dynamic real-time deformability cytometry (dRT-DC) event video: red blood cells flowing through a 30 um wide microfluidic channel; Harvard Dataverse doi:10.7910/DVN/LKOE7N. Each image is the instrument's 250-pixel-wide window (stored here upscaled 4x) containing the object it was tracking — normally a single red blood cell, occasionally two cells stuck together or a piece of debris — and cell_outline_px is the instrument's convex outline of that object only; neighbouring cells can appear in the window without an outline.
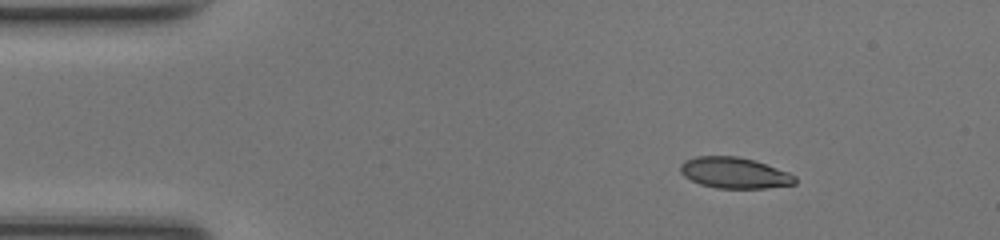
{"species": "common noctule bat (a hibernating species)", "species_latin": "Nyctalus noctula", "temperature_condition": "room temperature", "stored_images_in_passage": 43, "camera_frame_rate_fps": 3000, "um_per_image_px": 0.085, "animal": {"sex": "female", "body_mass_g": 17.0, "forearm_length_mm": 48.0}, "frame": {"image": 1, "passage_image": 1, "time_ms": 0.0, "image_size_px": [1000, 240], "cell_outline_px": [[796, 184], [764, 188], [716, 188], [700, 184], [684, 176], [680, 172], [680, 164], [684, 160], [696, 156], [736, 156], [756, 160], [788, 172], [796, 176]], "centroid_in_image_um": [62.42, 14.68], "position_along_channel_um": 22.6, "area_um2": 20.81}}
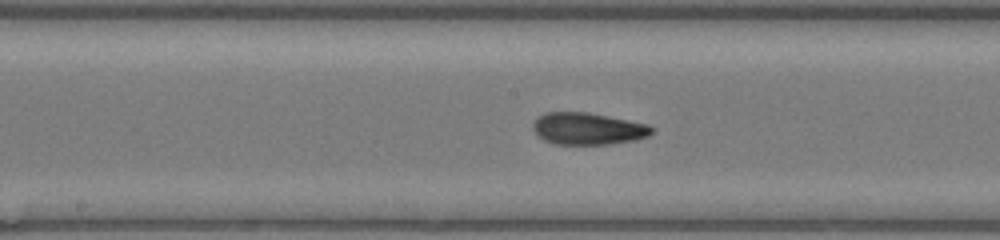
{"frame": {"image": 2, "passage_image": 19, "time_ms": 6.0, "image_size_px": [1000, 240], "cell_outline_px": [[652, 132], [648, 136], [636, 140], [608, 144], [552, 144], [544, 140], [532, 128], [532, 124], [540, 116], [548, 112], [588, 112], [648, 124], [652, 128]], "centroid_in_image_um": [49.97, 10.94], "position_along_channel_um": 198.2, "area_um2": 21.96}}
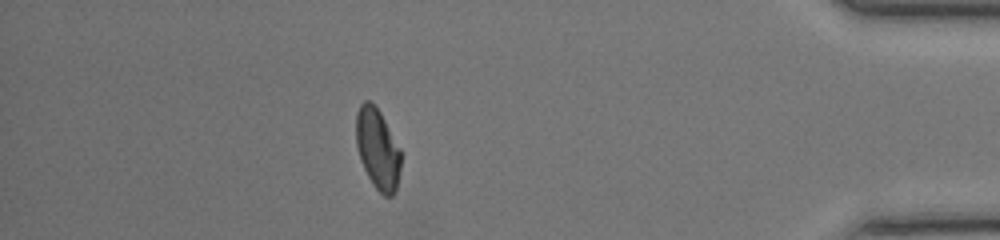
{"frame": {"image": 3, "passage_image": 37, "time_ms": 12.0, "image_size_px": [1000, 240], "cell_outline_px": [[400, 168], [396, 188], [392, 196], [384, 196], [372, 184], [360, 160], [356, 144], [356, 112], [360, 104], [364, 100], [368, 100], [380, 112], [400, 148]], "centroid_in_image_um": [32.08, 12.65], "position_along_channel_um": 403.1, "area_um2": 20.87}, "authors_computed_cell_mechanics": {"area_um2": 21.675, "velocity_mm_per_s": 4.2341, "shape_relaxation_time_tau1_ms": 5.422, "shape_relaxation_time_tau2_ms": 1.4227, "deformation_change_tau1": 0.1815, "deformation_change_tau2": 0.0532}}